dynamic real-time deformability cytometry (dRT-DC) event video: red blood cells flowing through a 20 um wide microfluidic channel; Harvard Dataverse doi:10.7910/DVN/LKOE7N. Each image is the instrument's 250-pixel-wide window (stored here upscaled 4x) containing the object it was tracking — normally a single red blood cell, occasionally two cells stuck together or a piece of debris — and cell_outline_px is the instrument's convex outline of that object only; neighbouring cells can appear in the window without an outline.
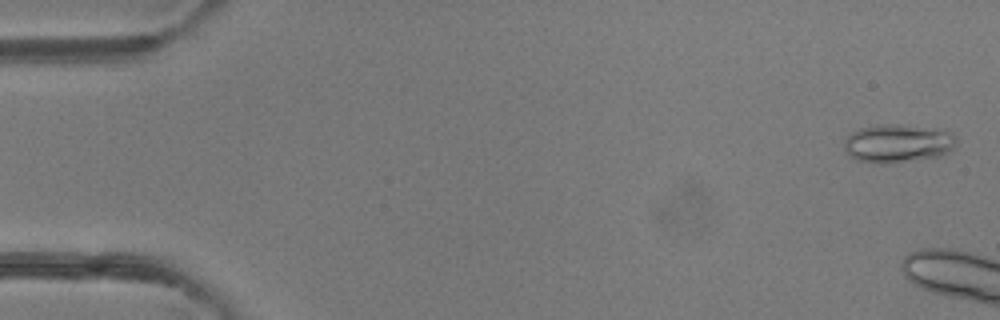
{"species": "common noctule bat (a hibernating species)", "species_latin": "Nyctalus noctula", "temperature_condition": "room temperature", "stored_images_in_passage": 9, "camera_frame_rate_fps": 3000, "um_per_image_px": 0.085, "animal": {"sex": "female"}, "frame": {"image": 1, "passage_image": 2, "time_ms": 0.333, "image_size_px": [1000, 320], "cell_outline_px": [[956, 144], [948, 152], [940, 156], [880, 164], [856, 160], [844, 152], [844, 140], [852, 132], [860, 128], [896, 124], [952, 132], [956, 140]], "centroid_in_image_um": [76.27, 12.21], "position_along_channel_um": 8.7, "area_um2": 24.57}}